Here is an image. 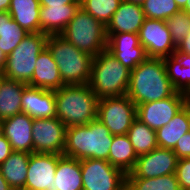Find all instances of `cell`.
Listing matches in <instances>:
<instances>
[{"instance_id": "1", "label": "cell", "mask_w": 190, "mask_h": 190, "mask_svg": "<svg viewBox=\"0 0 190 190\" xmlns=\"http://www.w3.org/2000/svg\"><path fill=\"white\" fill-rule=\"evenodd\" d=\"M175 92L163 58H147L130 71L127 96L135 105L159 101Z\"/></svg>"}, {"instance_id": "2", "label": "cell", "mask_w": 190, "mask_h": 190, "mask_svg": "<svg viewBox=\"0 0 190 190\" xmlns=\"http://www.w3.org/2000/svg\"><path fill=\"white\" fill-rule=\"evenodd\" d=\"M113 135L98 119L66 129L63 155L78 160L99 159L109 162Z\"/></svg>"}, {"instance_id": "3", "label": "cell", "mask_w": 190, "mask_h": 190, "mask_svg": "<svg viewBox=\"0 0 190 190\" xmlns=\"http://www.w3.org/2000/svg\"><path fill=\"white\" fill-rule=\"evenodd\" d=\"M56 117L68 128L97 119L99 98L85 85H64L54 91Z\"/></svg>"}, {"instance_id": "4", "label": "cell", "mask_w": 190, "mask_h": 190, "mask_svg": "<svg viewBox=\"0 0 190 190\" xmlns=\"http://www.w3.org/2000/svg\"><path fill=\"white\" fill-rule=\"evenodd\" d=\"M46 47L58 65L65 85H85L89 83L93 56L79 50L61 35H48Z\"/></svg>"}, {"instance_id": "5", "label": "cell", "mask_w": 190, "mask_h": 190, "mask_svg": "<svg viewBox=\"0 0 190 190\" xmlns=\"http://www.w3.org/2000/svg\"><path fill=\"white\" fill-rule=\"evenodd\" d=\"M130 70L109 51L104 50L93 58L89 87L99 99L127 95Z\"/></svg>"}, {"instance_id": "6", "label": "cell", "mask_w": 190, "mask_h": 190, "mask_svg": "<svg viewBox=\"0 0 190 190\" xmlns=\"http://www.w3.org/2000/svg\"><path fill=\"white\" fill-rule=\"evenodd\" d=\"M59 35L93 57L107 48L106 26L81 7Z\"/></svg>"}, {"instance_id": "7", "label": "cell", "mask_w": 190, "mask_h": 190, "mask_svg": "<svg viewBox=\"0 0 190 190\" xmlns=\"http://www.w3.org/2000/svg\"><path fill=\"white\" fill-rule=\"evenodd\" d=\"M47 39L46 33H28L7 56L4 76L28 84L32 79L37 57L46 47Z\"/></svg>"}, {"instance_id": "8", "label": "cell", "mask_w": 190, "mask_h": 190, "mask_svg": "<svg viewBox=\"0 0 190 190\" xmlns=\"http://www.w3.org/2000/svg\"><path fill=\"white\" fill-rule=\"evenodd\" d=\"M136 118V105L127 95L99 99L97 119L112 135H126Z\"/></svg>"}, {"instance_id": "9", "label": "cell", "mask_w": 190, "mask_h": 190, "mask_svg": "<svg viewBox=\"0 0 190 190\" xmlns=\"http://www.w3.org/2000/svg\"><path fill=\"white\" fill-rule=\"evenodd\" d=\"M83 190H126V174L106 160H80Z\"/></svg>"}, {"instance_id": "10", "label": "cell", "mask_w": 190, "mask_h": 190, "mask_svg": "<svg viewBox=\"0 0 190 190\" xmlns=\"http://www.w3.org/2000/svg\"><path fill=\"white\" fill-rule=\"evenodd\" d=\"M188 96L175 92L172 96L136 105L137 119L153 130L168 124L172 118L184 107Z\"/></svg>"}, {"instance_id": "11", "label": "cell", "mask_w": 190, "mask_h": 190, "mask_svg": "<svg viewBox=\"0 0 190 190\" xmlns=\"http://www.w3.org/2000/svg\"><path fill=\"white\" fill-rule=\"evenodd\" d=\"M67 127L57 118H35L33 121V152L63 155Z\"/></svg>"}, {"instance_id": "12", "label": "cell", "mask_w": 190, "mask_h": 190, "mask_svg": "<svg viewBox=\"0 0 190 190\" xmlns=\"http://www.w3.org/2000/svg\"><path fill=\"white\" fill-rule=\"evenodd\" d=\"M138 35L148 58H165L176 51L177 47L164 20L145 18Z\"/></svg>"}, {"instance_id": "13", "label": "cell", "mask_w": 190, "mask_h": 190, "mask_svg": "<svg viewBox=\"0 0 190 190\" xmlns=\"http://www.w3.org/2000/svg\"><path fill=\"white\" fill-rule=\"evenodd\" d=\"M178 158L172 149L160 148L138 156L134 169L126 178H155L175 174Z\"/></svg>"}, {"instance_id": "14", "label": "cell", "mask_w": 190, "mask_h": 190, "mask_svg": "<svg viewBox=\"0 0 190 190\" xmlns=\"http://www.w3.org/2000/svg\"><path fill=\"white\" fill-rule=\"evenodd\" d=\"M107 48L122 65L132 71L148 56L136 33L106 34Z\"/></svg>"}, {"instance_id": "15", "label": "cell", "mask_w": 190, "mask_h": 190, "mask_svg": "<svg viewBox=\"0 0 190 190\" xmlns=\"http://www.w3.org/2000/svg\"><path fill=\"white\" fill-rule=\"evenodd\" d=\"M63 155L31 153L24 190H52L58 160Z\"/></svg>"}, {"instance_id": "16", "label": "cell", "mask_w": 190, "mask_h": 190, "mask_svg": "<svg viewBox=\"0 0 190 190\" xmlns=\"http://www.w3.org/2000/svg\"><path fill=\"white\" fill-rule=\"evenodd\" d=\"M33 121V118L23 112L1 121L3 135L13 151L33 153Z\"/></svg>"}, {"instance_id": "17", "label": "cell", "mask_w": 190, "mask_h": 190, "mask_svg": "<svg viewBox=\"0 0 190 190\" xmlns=\"http://www.w3.org/2000/svg\"><path fill=\"white\" fill-rule=\"evenodd\" d=\"M21 103L22 112L33 119L56 117L54 91L27 85L24 88Z\"/></svg>"}, {"instance_id": "18", "label": "cell", "mask_w": 190, "mask_h": 190, "mask_svg": "<svg viewBox=\"0 0 190 190\" xmlns=\"http://www.w3.org/2000/svg\"><path fill=\"white\" fill-rule=\"evenodd\" d=\"M144 19V11L140 4L122 0L106 26V34H138Z\"/></svg>"}, {"instance_id": "19", "label": "cell", "mask_w": 190, "mask_h": 190, "mask_svg": "<svg viewBox=\"0 0 190 190\" xmlns=\"http://www.w3.org/2000/svg\"><path fill=\"white\" fill-rule=\"evenodd\" d=\"M28 85L50 91L58 90L65 85L62 82L58 65L47 47L38 55L32 79Z\"/></svg>"}, {"instance_id": "20", "label": "cell", "mask_w": 190, "mask_h": 190, "mask_svg": "<svg viewBox=\"0 0 190 190\" xmlns=\"http://www.w3.org/2000/svg\"><path fill=\"white\" fill-rule=\"evenodd\" d=\"M80 3L64 6H40L39 32L47 35H59L79 9Z\"/></svg>"}, {"instance_id": "21", "label": "cell", "mask_w": 190, "mask_h": 190, "mask_svg": "<svg viewBox=\"0 0 190 190\" xmlns=\"http://www.w3.org/2000/svg\"><path fill=\"white\" fill-rule=\"evenodd\" d=\"M163 61L174 90L190 97V54L176 50Z\"/></svg>"}, {"instance_id": "22", "label": "cell", "mask_w": 190, "mask_h": 190, "mask_svg": "<svg viewBox=\"0 0 190 190\" xmlns=\"http://www.w3.org/2000/svg\"><path fill=\"white\" fill-rule=\"evenodd\" d=\"M52 190H83L80 160L64 155L58 160Z\"/></svg>"}, {"instance_id": "23", "label": "cell", "mask_w": 190, "mask_h": 190, "mask_svg": "<svg viewBox=\"0 0 190 190\" xmlns=\"http://www.w3.org/2000/svg\"><path fill=\"white\" fill-rule=\"evenodd\" d=\"M31 153L13 151L0 165L2 176L13 190H24Z\"/></svg>"}, {"instance_id": "24", "label": "cell", "mask_w": 190, "mask_h": 190, "mask_svg": "<svg viewBox=\"0 0 190 190\" xmlns=\"http://www.w3.org/2000/svg\"><path fill=\"white\" fill-rule=\"evenodd\" d=\"M8 12L27 33H39V0H11Z\"/></svg>"}, {"instance_id": "25", "label": "cell", "mask_w": 190, "mask_h": 190, "mask_svg": "<svg viewBox=\"0 0 190 190\" xmlns=\"http://www.w3.org/2000/svg\"><path fill=\"white\" fill-rule=\"evenodd\" d=\"M27 85L4 77L0 87V121L22 112L21 97Z\"/></svg>"}, {"instance_id": "26", "label": "cell", "mask_w": 190, "mask_h": 190, "mask_svg": "<svg viewBox=\"0 0 190 190\" xmlns=\"http://www.w3.org/2000/svg\"><path fill=\"white\" fill-rule=\"evenodd\" d=\"M189 131L190 120L187 109L183 107L168 124L156 130L158 147L173 149L178 140Z\"/></svg>"}, {"instance_id": "27", "label": "cell", "mask_w": 190, "mask_h": 190, "mask_svg": "<svg viewBox=\"0 0 190 190\" xmlns=\"http://www.w3.org/2000/svg\"><path fill=\"white\" fill-rule=\"evenodd\" d=\"M138 156L127 135H113V142L109 151V163L130 173L136 164Z\"/></svg>"}, {"instance_id": "28", "label": "cell", "mask_w": 190, "mask_h": 190, "mask_svg": "<svg viewBox=\"0 0 190 190\" xmlns=\"http://www.w3.org/2000/svg\"><path fill=\"white\" fill-rule=\"evenodd\" d=\"M126 135L137 156L147 154L158 147L156 130L151 129L137 118L133 121Z\"/></svg>"}, {"instance_id": "29", "label": "cell", "mask_w": 190, "mask_h": 190, "mask_svg": "<svg viewBox=\"0 0 190 190\" xmlns=\"http://www.w3.org/2000/svg\"><path fill=\"white\" fill-rule=\"evenodd\" d=\"M126 190H181L176 174L155 178H126Z\"/></svg>"}, {"instance_id": "30", "label": "cell", "mask_w": 190, "mask_h": 190, "mask_svg": "<svg viewBox=\"0 0 190 190\" xmlns=\"http://www.w3.org/2000/svg\"><path fill=\"white\" fill-rule=\"evenodd\" d=\"M28 33L21 28L8 11H4V29L0 36V49L6 56L19 45Z\"/></svg>"}, {"instance_id": "31", "label": "cell", "mask_w": 190, "mask_h": 190, "mask_svg": "<svg viewBox=\"0 0 190 190\" xmlns=\"http://www.w3.org/2000/svg\"><path fill=\"white\" fill-rule=\"evenodd\" d=\"M122 0H80V7L104 26L110 22Z\"/></svg>"}, {"instance_id": "32", "label": "cell", "mask_w": 190, "mask_h": 190, "mask_svg": "<svg viewBox=\"0 0 190 190\" xmlns=\"http://www.w3.org/2000/svg\"><path fill=\"white\" fill-rule=\"evenodd\" d=\"M141 6L148 19L166 21L180 11L175 0H145Z\"/></svg>"}, {"instance_id": "33", "label": "cell", "mask_w": 190, "mask_h": 190, "mask_svg": "<svg viewBox=\"0 0 190 190\" xmlns=\"http://www.w3.org/2000/svg\"><path fill=\"white\" fill-rule=\"evenodd\" d=\"M173 43L178 47L190 33V14L180 10L166 20Z\"/></svg>"}, {"instance_id": "34", "label": "cell", "mask_w": 190, "mask_h": 190, "mask_svg": "<svg viewBox=\"0 0 190 190\" xmlns=\"http://www.w3.org/2000/svg\"><path fill=\"white\" fill-rule=\"evenodd\" d=\"M176 177L181 190H190V158L178 159Z\"/></svg>"}, {"instance_id": "35", "label": "cell", "mask_w": 190, "mask_h": 190, "mask_svg": "<svg viewBox=\"0 0 190 190\" xmlns=\"http://www.w3.org/2000/svg\"><path fill=\"white\" fill-rule=\"evenodd\" d=\"M178 159L190 158V131L184 134L172 149Z\"/></svg>"}, {"instance_id": "36", "label": "cell", "mask_w": 190, "mask_h": 190, "mask_svg": "<svg viewBox=\"0 0 190 190\" xmlns=\"http://www.w3.org/2000/svg\"><path fill=\"white\" fill-rule=\"evenodd\" d=\"M13 152L11 144L4 135L0 136V165L11 155Z\"/></svg>"}, {"instance_id": "37", "label": "cell", "mask_w": 190, "mask_h": 190, "mask_svg": "<svg viewBox=\"0 0 190 190\" xmlns=\"http://www.w3.org/2000/svg\"><path fill=\"white\" fill-rule=\"evenodd\" d=\"M40 6H64L65 4L80 3V0H39Z\"/></svg>"}, {"instance_id": "38", "label": "cell", "mask_w": 190, "mask_h": 190, "mask_svg": "<svg viewBox=\"0 0 190 190\" xmlns=\"http://www.w3.org/2000/svg\"><path fill=\"white\" fill-rule=\"evenodd\" d=\"M176 50L181 53L190 54V33L183 39Z\"/></svg>"}, {"instance_id": "39", "label": "cell", "mask_w": 190, "mask_h": 190, "mask_svg": "<svg viewBox=\"0 0 190 190\" xmlns=\"http://www.w3.org/2000/svg\"><path fill=\"white\" fill-rule=\"evenodd\" d=\"M0 190H13L0 171Z\"/></svg>"}, {"instance_id": "40", "label": "cell", "mask_w": 190, "mask_h": 190, "mask_svg": "<svg viewBox=\"0 0 190 190\" xmlns=\"http://www.w3.org/2000/svg\"><path fill=\"white\" fill-rule=\"evenodd\" d=\"M7 56L5 53L0 49V72L3 73L5 66H6Z\"/></svg>"}, {"instance_id": "41", "label": "cell", "mask_w": 190, "mask_h": 190, "mask_svg": "<svg viewBox=\"0 0 190 190\" xmlns=\"http://www.w3.org/2000/svg\"><path fill=\"white\" fill-rule=\"evenodd\" d=\"M10 4L11 0H0V12L8 11Z\"/></svg>"}, {"instance_id": "42", "label": "cell", "mask_w": 190, "mask_h": 190, "mask_svg": "<svg viewBox=\"0 0 190 190\" xmlns=\"http://www.w3.org/2000/svg\"><path fill=\"white\" fill-rule=\"evenodd\" d=\"M177 6L179 7L180 10H182L186 3H189V0H175Z\"/></svg>"}, {"instance_id": "43", "label": "cell", "mask_w": 190, "mask_h": 190, "mask_svg": "<svg viewBox=\"0 0 190 190\" xmlns=\"http://www.w3.org/2000/svg\"><path fill=\"white\" fill-rule=\"evenodd\" d=\"M4 29V12H0V36Z\"/></svg>"}, {"instance_id": "44", "label": "cell", "mask_w": 190, "mask_h": 190, "mask_svg": "<svg viewBox=\"0 0 190 190\" xmlns=\"http://www.w3.org/2000/svg\"><path fill=\"white\" fill-rule=\"evenodd\" d=\"M184 107L187 109L189 120H190V97L187 98Z\"/></svg>"}, {"instance_id": "45", "label": "cell", "mask_w": 190, "mask_h": 190, "mask_svg": "<svg viewBox=\"0 0 190 190\" xmlns=\"http://www.w3.org/2000/svg\"><path fill=\"white\" fill-rule=\"evenodd\" d=\"M182 11L187 12L188 14H190V0H189V3H186V5L182 9Z\"/></svg>"}, {"instance_id": "46", "label": "cell", "mask_w": 190, "mask_h": 190, "mask_svg": "<svg viewBox=\"0 0 190 190\" xmlns=\"http://www.w3.org/2000/svg\"><path fill=\"white\" fill-rule=\"evenodd\" d=\"M125 1H128V2H133V3H136V4H142L145 0H125Z\"/></svg>"}, {"instance_id": "47", "label": "cell", "mask_w": 190, "mask_h": 190, "mask_svg": "<svg viewBox=\"0 0 190 190\" xmlns=\"http://www.w3.org/2000/svg\"><path fill=\"white\" fill-rule=\"evenodd\" d=\"M4 77H5L4 74L2 72H0V87L3 82Z\"/></svg>"}, {"instance_id": "48", "label": "cell", "mask_w": 190, "mask_h": 190, "mask_svg": "<svg viewBox=\"0 0 190 190\" xmlns=\"http://www.w3.org/2000/svg\"><path fill=\"white\" fill-rule=\"evenodd\" d=\"M2 135H3V127H2V123L0 121V136H2Z\"/></svg>"}]
</instances>
